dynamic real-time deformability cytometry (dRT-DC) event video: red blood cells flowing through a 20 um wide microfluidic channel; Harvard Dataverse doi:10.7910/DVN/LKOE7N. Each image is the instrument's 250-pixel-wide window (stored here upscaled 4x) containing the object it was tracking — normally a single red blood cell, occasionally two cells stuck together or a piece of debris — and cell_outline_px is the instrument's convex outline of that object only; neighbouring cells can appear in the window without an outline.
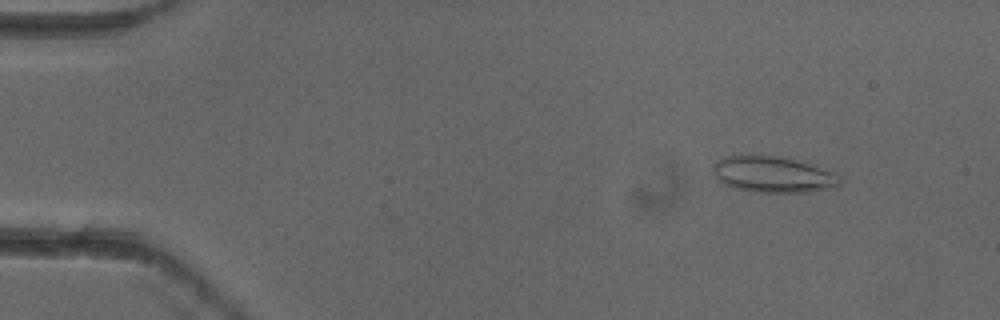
{"species": "common noctule bat (a hibernating species)", "species_latin": "Nyctalus noctula", "temperature_condition": "cold", "stored_images_in_passage": 5, "camera_frame_rate_fps": 3000, "um_per_image_px": 0.085, "animal": {"sex": "female"}, "frame": {"image": 1, "passage_image": 2, "time_ms": 0.333, "image_size_px": [1000, 320], "cell_outline_px": [[840, 184], [836, 188], [804, 192], [752, 192], [736, 188], [724, 184], [716, 176], [712, 168], [712, 164], [728, 156], [772, 156], [796, 160], [832, 172], [840, 176]], "centroid_in_image_um": [65.72, 14.85], "position_along_channel_um": 19.3, "area_um2": 26.18}}